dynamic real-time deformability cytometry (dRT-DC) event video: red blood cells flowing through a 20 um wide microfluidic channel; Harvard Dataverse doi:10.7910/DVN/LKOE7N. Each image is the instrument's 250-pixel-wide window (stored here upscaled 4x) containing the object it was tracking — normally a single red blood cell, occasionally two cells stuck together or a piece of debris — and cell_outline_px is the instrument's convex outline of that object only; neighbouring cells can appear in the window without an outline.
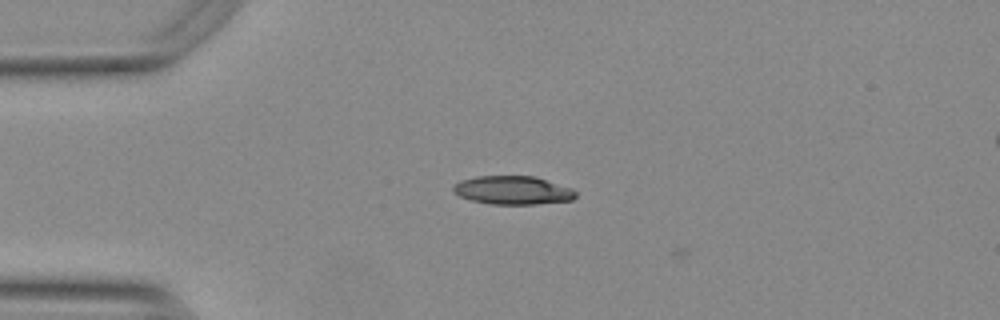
{"species": "Egyptian fruit bat (a non-hibernating species)", "species_latin": "Rousettus aegyptiacus", "temperature_condition": "warm", "stored_images_in_passage": 4, "camera_frame_rate_fps": 3000, "um_per_image_px": 0.085, "animal": {"sex": "female"}, "frame": {"image": 1, "passage_image": 2, "time_ms": 0.333, "image_size_px": [1000, 320], "cell_outline_px": [[576, 196], [572, 200], [536, 204], [492, 204], [472, 200], [460, 196], [452, 192], [452, 188], [460, 180], [476, 176], [536, 176], [572, 188], [576, 192]], "centroid_in_image_um": [43.59, 16.16], "position_along_channel_um": 41.4, "area_um2": 20.35}}